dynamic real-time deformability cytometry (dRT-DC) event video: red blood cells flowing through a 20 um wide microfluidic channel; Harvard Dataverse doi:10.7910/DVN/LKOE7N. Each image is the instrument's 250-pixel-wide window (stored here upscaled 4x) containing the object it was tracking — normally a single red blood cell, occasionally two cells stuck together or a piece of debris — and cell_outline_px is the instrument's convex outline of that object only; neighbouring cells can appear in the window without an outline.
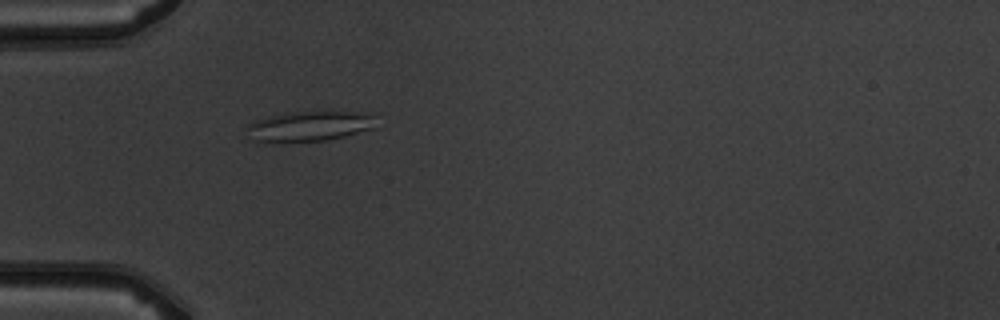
{"species": "common noctule bat (a hibernating species)", "species_latin": "Nyctalus noctula", "temperature_condition": "warm", "stored_images_in_passage": 5, "camera_frame_rate_fps": 3000, "um_per_image_px": 0.085, "animal": {"sex": "male", "body_mass_g": 19.5, "forearm_length_mm": 54.6}, "frame": {"image": 1, "passage_image": 5, "time_ms": 4.667, "image_size_px": [1000, 320], "cell_outline_px": [[376, 128], [344, 136], [324, 140], [252, 140], [248, 128], [248, 124], [256, 120], [268, 116], [284, 112], [332, 108], [376, 112]], "centroid_in_image_um": [26.54, 10.6], "position_along_channel_um": 58.5, "area_um2": 23.58}}